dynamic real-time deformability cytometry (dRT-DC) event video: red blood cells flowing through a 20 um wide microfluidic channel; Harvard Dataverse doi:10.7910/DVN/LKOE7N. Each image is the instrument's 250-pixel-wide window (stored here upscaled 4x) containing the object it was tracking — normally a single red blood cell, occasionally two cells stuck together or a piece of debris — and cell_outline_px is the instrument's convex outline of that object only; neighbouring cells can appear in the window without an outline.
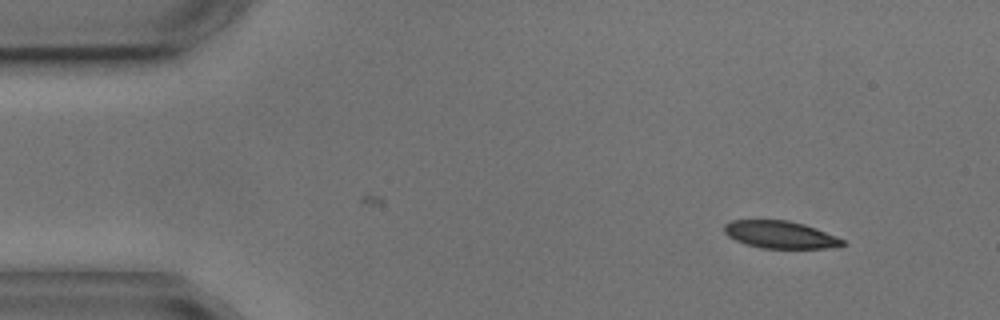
{"species": "common noctule bat (a hibernating species)", "species_latin": "Nyctalus noctula", "temperature_condition": "cold", "stored_images_in_passage": 5, "camera_frame_rate_fps": 3000, "um_per_image_px": 0.085, "animal": {"sex": "male", "body_mass_g": 17.9, "forearm_length_mm": 54.2}, "frame": {"image": 1, "passage_image": 1, "time_ms": 0.0, "image_size_px": [1000, 320], "cell_outline_px": [[848, 244], [824, 248], [760, 248], [744, 244], [728, 236], [724, 232], [724, 224], [732, 220], [788, 220], [804, 224], [816, 228], [836, 236], [844, 240]], "centroid_in_image_um": [66.3, 19.94], "position_along_channel_um": 18.7, "area_um2": 18.9}}
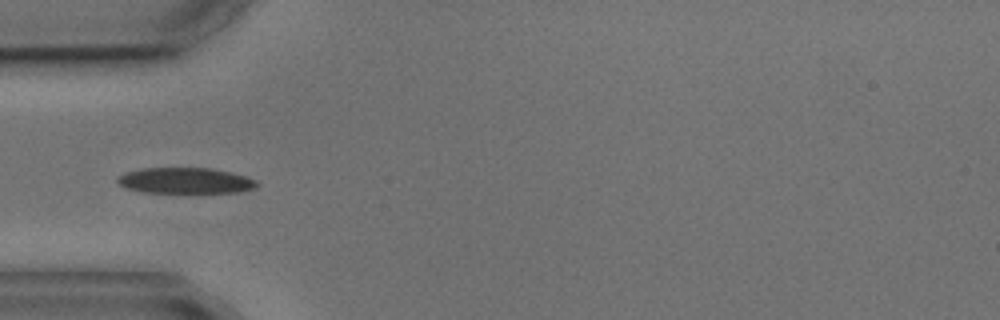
{"frame": {"image": 2, "passage_image": 4, "time_ms": 3.667, "image_size_px": [1000, 320], "cell_outline_px": [[260, 184], [252, 188], [236, 192], [144, 192], [128, 188], [120, 184], [116, 180], [116, 176], [124, 172], [140, 168], [212, 168], [244, 176], [256, 180]], "centroid_in_image_um": [15.7, 15.34], "position_along_channel_um": 69.3, "area_um2": 20.75}}